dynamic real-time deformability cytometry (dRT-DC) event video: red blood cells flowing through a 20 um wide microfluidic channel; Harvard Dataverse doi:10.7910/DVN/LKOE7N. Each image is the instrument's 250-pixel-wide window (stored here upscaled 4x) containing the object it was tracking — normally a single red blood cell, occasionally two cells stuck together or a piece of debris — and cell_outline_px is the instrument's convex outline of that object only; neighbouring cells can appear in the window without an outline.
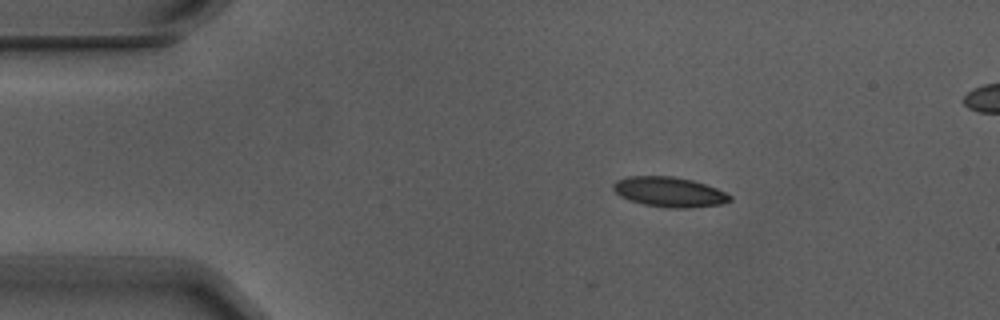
{"species": "Egyptian fruit bat (a non-hibernating species)", "species_latin": "Rousettus aegyptiacus", "temperature_condition": "warm", "stored_images_in_passage": 4, "camera_frame_rate_fps": 3000, "um_per_image_px": 0.085, "animal": {"sex": "male"}, "frame": {"image": 1, "passage_image": 1, "time_ms": 0.0, "image_size_px": [1000, 320], "cell_outline_px": [[732, 200], [720, 204], [688, 208], [672, 208], [644, 204], [628, 200], [620, 196], [612, 188], [612, 184], [616, 180], [628, 176], [672, 176], [692, 180], [716, 188], [732, 196]], "centroid_in_image_um": [56.86, 16.31], "position_along_channel_um": 28.1, "area_um2": 20.29}}
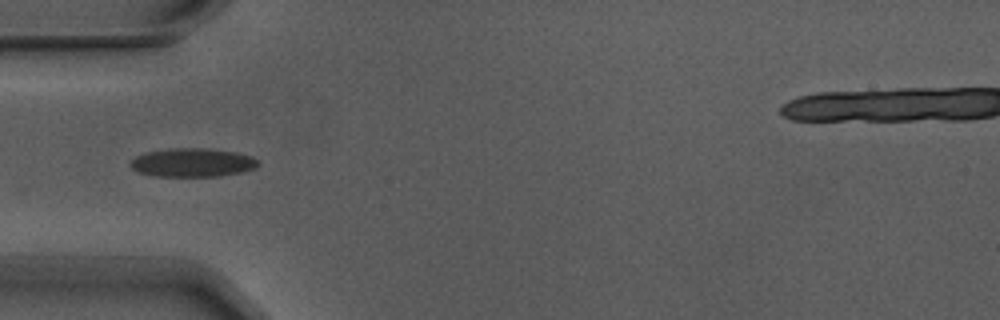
{"frame": {"image": 2, "passage_image": 3, "time_ms": 0.667, "image_size_px": [1000, 320], "cell_outline_px": [[260, 164], [256, 168], [244, 172], [220, 176], [156, 176], [140, 172], [132, 168], [128, 164], [136, 156], [148, 152], [168, 148], [212, 148], [236, 152], [252, 156]], "centroid_in_image_um": [16.41, 13.81], "position_along_channel_um": 68.6, "area_um2": 21.44}}